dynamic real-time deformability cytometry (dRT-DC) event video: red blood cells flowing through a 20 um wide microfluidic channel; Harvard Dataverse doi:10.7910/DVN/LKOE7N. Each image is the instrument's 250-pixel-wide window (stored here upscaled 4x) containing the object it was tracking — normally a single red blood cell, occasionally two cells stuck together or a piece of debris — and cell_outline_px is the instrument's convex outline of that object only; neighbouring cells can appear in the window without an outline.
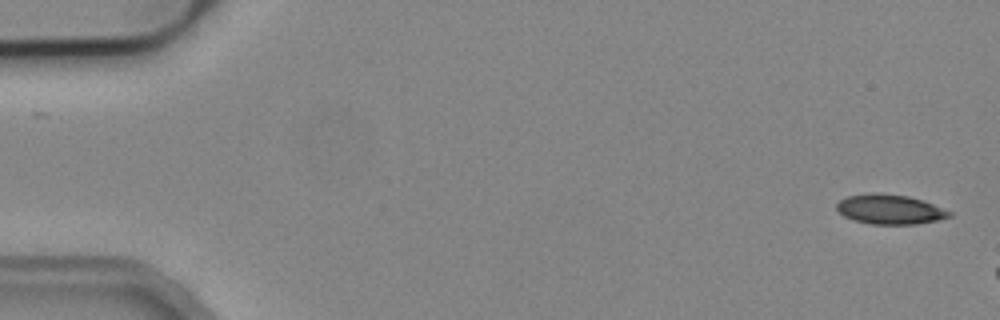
{"species": "common noctule bat (a hibernating species)", "species_latin": "Nyctalus noctula", "temperature_condition": "cold", "stored_images_in_passage": 5, "camera_frame_rate_fps": 3000, "um_per_image_px": 0.085, "animal": {"sex": "male", "body_mass_g": 19.2, "forearm_length_mm": 51.8}, "frame": {"image": 1, "passage_image": 1, "time_ms": 0.0, "image_size_px": [1000, 320], "cell_outline_px": [[952, 216], [936, 220], [916, 224], [872, 224], [852, 220], [844, 216], [836, 208], [836, 204], [840, 200], [848, 196], [908, 196], [924, 200], [952, 212]], "centroid_in_image_um": [75.69, 17.85], "position_along_channel_um": 9.3, "area_um2": 18.61}}